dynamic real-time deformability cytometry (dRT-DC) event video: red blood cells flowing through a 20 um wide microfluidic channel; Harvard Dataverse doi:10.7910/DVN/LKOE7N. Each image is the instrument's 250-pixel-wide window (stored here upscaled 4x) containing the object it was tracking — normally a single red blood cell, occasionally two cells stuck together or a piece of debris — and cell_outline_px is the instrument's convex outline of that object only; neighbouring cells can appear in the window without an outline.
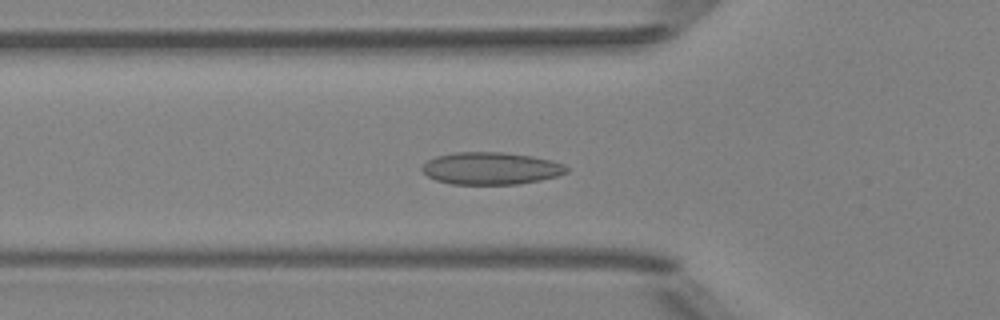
{"species": "Egyptian fruit bat (a non-hibernating species)", "species_latin": "Rousettus aegyptiacus", "temperature_condition": "room temperature", "stored_images_in_passage": 53, "segment_of_instrument_passage": [1, 2], "camera_frame_rate_fps": 3000, "um_per_image_px": 0.085, "animal": {"sex": "female"}, "frame": {"image": 1, "passage_image": 18, "time_ms": 5.667, "image_size_px": [1000, 320], "cell_outline_px": [[568, 172], [556, 176], [540, 180], [516, 184], [452, 184], [436, 180], [428, 176], [420, 168], [428, 160], [436, 156], [456, 152], [504, 152], [532, 156], [552, 160], [564, 164], [568, 168]], "centroid_in_image_um": [41.73, 14.3], "position_along_channel_um": 84.1, "area_um2": 27.17}}
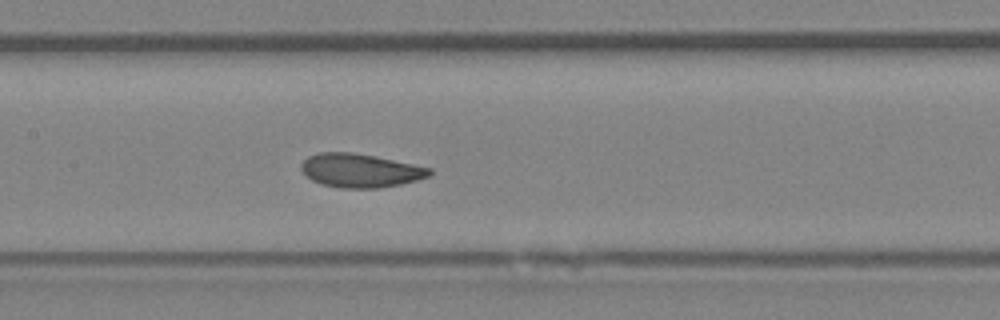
{"frame": {"image": 2, "passage_image": 25, "time_ms": 8.0, "image_size_px": [1000, 320], "cell_outline_px": [[432, 172], [428, 176], [416, 180], [400, 184], [380, 188], [340, 188], [320, 184], [312, 180], [300, 168], [300, 164], [308, 156], [320, 152], [352, 152], [376, 156], [432, 168]], "centroid_in_image_um": [30.61, 14.49], "position_along_channel_um": 176.8, "area_um2": 25.2}}
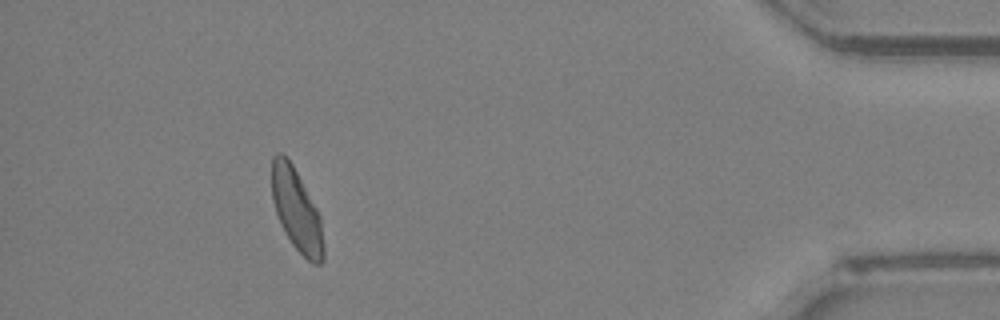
{"frame": {"image": 3, "passage_image": 47, "time_ms": 15.333, "image_size_px": [1000, 320], "cell_outline_px": [[324, 260], [320, 264], [312, 264], [292, 244], [280, 224], [272, 200], [272, 156], [276, 152], [280, 152], [292, 164], [316, 208], [320, 216], [324, 244]], "centroid_in_image_um": [25.21, 17.89], "position_along_channel_um": 410.0, "area_um2": 24.51}}